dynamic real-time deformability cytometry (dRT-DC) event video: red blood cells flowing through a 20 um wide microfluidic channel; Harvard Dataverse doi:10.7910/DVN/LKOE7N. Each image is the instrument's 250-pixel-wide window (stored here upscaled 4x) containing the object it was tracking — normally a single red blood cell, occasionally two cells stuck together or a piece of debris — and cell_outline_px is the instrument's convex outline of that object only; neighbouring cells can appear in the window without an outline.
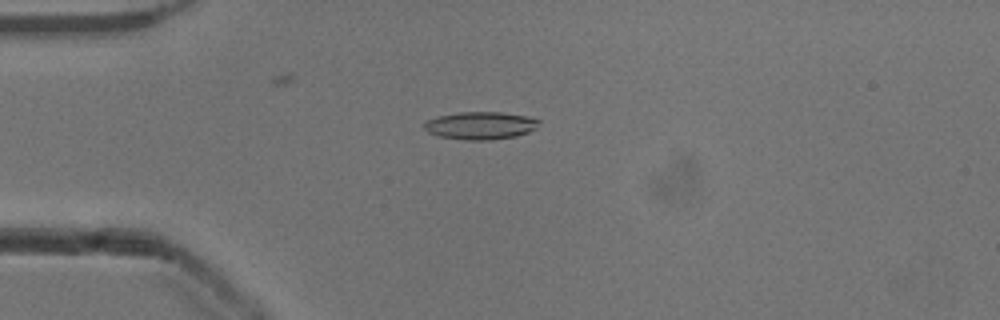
{"species": "common noctule bat (a hibernating species)", "species_latin": "Nyctalus noctula", "temperature_condition": "cold", "stored_images_in_passage": 54, "camera_frame_rate_fps": 3000, "um_per_image_px": 0.085, "animal": {"sex": "male", "body_mass_g": 13.3}, "frame": {"image": 1, "passage_image": 14, "time_ms": 4.333, "image_size_px": [1000, 320], "cell_outline_px": [[540, 120], [536, 128], [528, 132], [516, 136], [488, 140], [464, 140], [440, 136], [428, 132], [424, 128], [424, 120], [436, 116], [460, 112], [500, 112], [528, 116]], "centroid_in_image_um": [40.81, 10.66], "position_along_channel_um": 44.2, "area_um2": 18.55}}
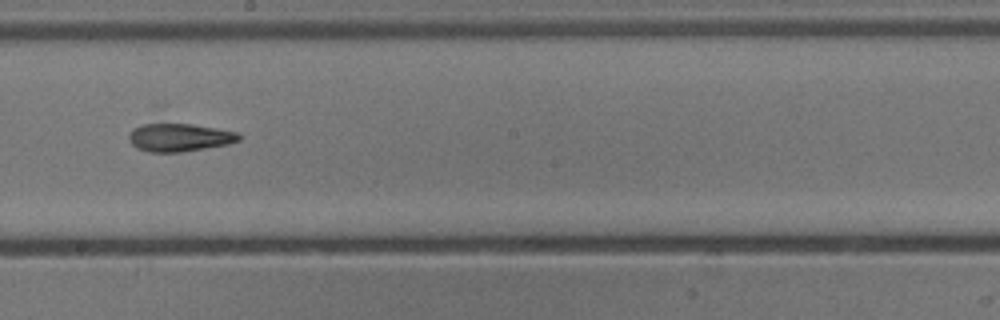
{"frame": {"image": 2, "passage_image": 30, "time_ms": 9.667, "image_size_px": [1000, 320], "cell_outline_px": [[244, 136], [240, 140], [228, 144], [180, 152], [148, 152], [136, 148], [128, 140], [128, 132], [132, 128], [140, 124], [192, 124], [240, 132]], "centroid_in_image_um": [15.25, 11.68], "position_along_channel_um": 233.0, "area_um2": 18.21}}
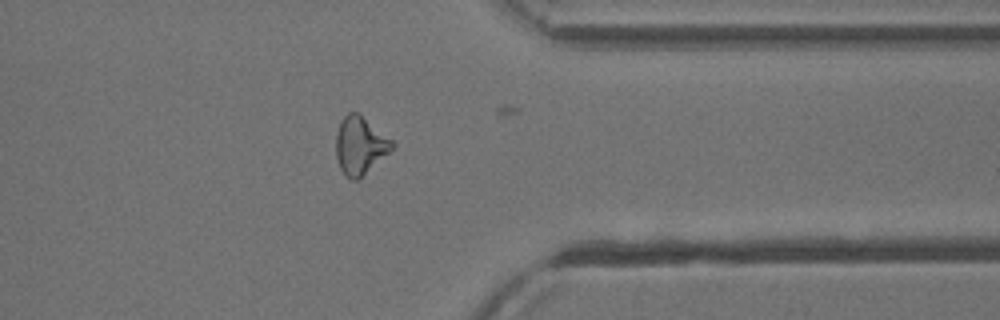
{"frame": {"image": 3, "passage_image": 42, "time_ms": 13.667, "image_size_px": [1000, 320], "cell_outline_px": [[396, 144], [388, 152], [356, 180], [352, 180], [340, 168], [336, 156], [336, 136], [340, 120], [348, 112], [360, 112], [392, 140]], "centroid_in_image_um": [30.59, 12.29], "position_along_channel_um": 380.8, "area_um2": 18.55}, "authors_computed_cell_mechanics": {"area_um2": 18.3804, "velocity_mm_per_s": 3.9246, "shape_relaxation_time_tau1_ms": 6.2098, "shape_relaxation_time_tau2_ms": 3.1782, "deformation_change_tau1": 0.1641, "deformation_change_tau2": 0.1202}}